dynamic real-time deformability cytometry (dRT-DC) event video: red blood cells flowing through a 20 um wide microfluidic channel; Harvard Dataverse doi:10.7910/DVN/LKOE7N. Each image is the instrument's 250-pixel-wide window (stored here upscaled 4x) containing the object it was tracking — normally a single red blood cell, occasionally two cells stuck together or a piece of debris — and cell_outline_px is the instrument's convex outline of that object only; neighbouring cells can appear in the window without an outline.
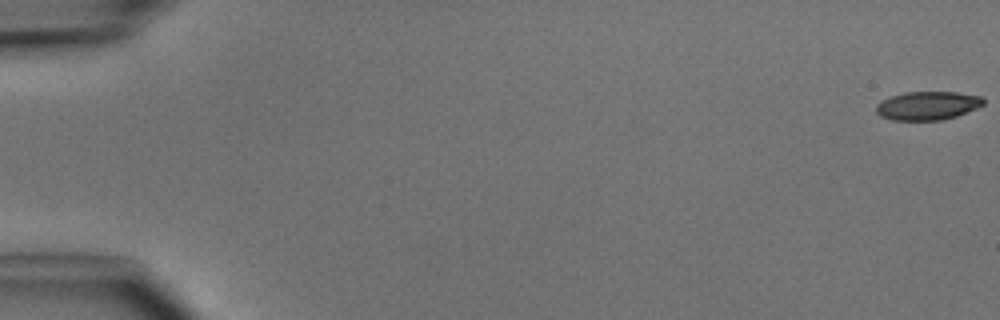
{"species": "common noctule bat (a hibernating species)", "species_latin": "Nyctalus noctula", "temperature_condition": "cold", "stored_images_in_passage": 6, "camera_frame_rate_fps": 3000, "um_per_image_px": 0.085, "animal": {"sex": "male", "body_mass_g": 15.6}, "frame": {"image": 1, "passage_image": 1, "time_ms": 0.0, "image_size_px": [1000, 320], "cell_outline_px": [[984, 104], [976, 108], [956, 116], [940, 120], [892, 120], [880, 116], [876, 112], [876, 104], [892, 96], [904, 92], [956, 92], [980, 96], [984, 100]], "centroid_in_image_um": [78.83, 8.98], "position_along_channel_um": 6.2, "area_um2": 17.69}}
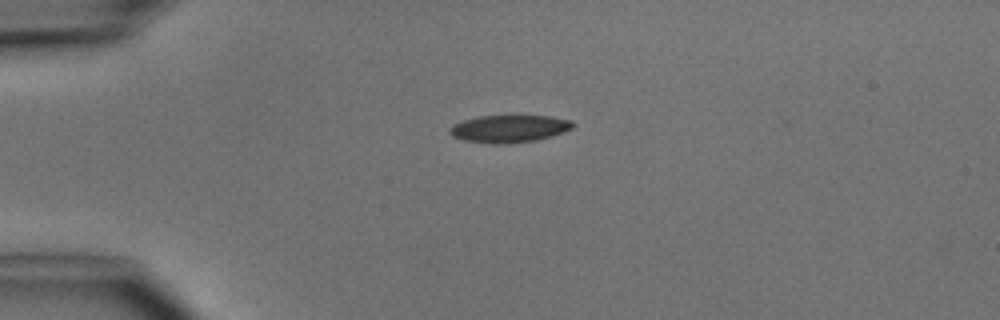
{"frame": {"image": 2, "passage_image": 4, "time_ms": 4.0, "image_size_px": [1000, 320], "cell_outline_px": [[576, 124], [572, 128], [564, 132], [552, 136], [536, 140], [508, 144], [492, 144], [464, 140], [452, 136], [448, 132], [448, 128], [452, 124], [464, 120], [480, 116], [552, 116], [572, 120]], "centroid_in_image_um": [43.29, 10.94], "position_along_channel_um": 41.7, "area_um2": 19.88}}